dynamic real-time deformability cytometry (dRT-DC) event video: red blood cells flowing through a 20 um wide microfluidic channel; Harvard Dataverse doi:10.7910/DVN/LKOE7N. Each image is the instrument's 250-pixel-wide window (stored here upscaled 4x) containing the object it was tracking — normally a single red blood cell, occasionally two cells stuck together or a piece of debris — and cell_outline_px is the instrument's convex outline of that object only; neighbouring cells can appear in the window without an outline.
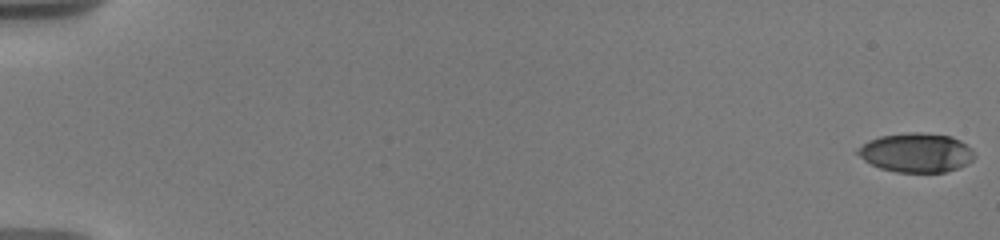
{"species": "human", "species_latin": "Homo sapiens", "temperature_condition": "warm", "stored_images_in_passage": 71, "camera_frame_rate_fps": 3000, "um_per_image_px": 0.085, "donor": {"sex": "male"}, "frame": {"image": 1, "passage_image": 1, "time_ms": 0.0, "image_size_px": [1000, 240], "cell_outline_px": [[976, 156], [968, 164], [944, 172], [896, 172], [880, 168], [864, 160], [852, 152], [856, 148], [868, 140], [880, 136], [908, 132], [920, 132], [952, 136], [960, 140], [972, 148]], "centroid_in_image_um": [77.86, 12.96], "position_along_channel_um": 7.1, "area_um2": 26.99}}
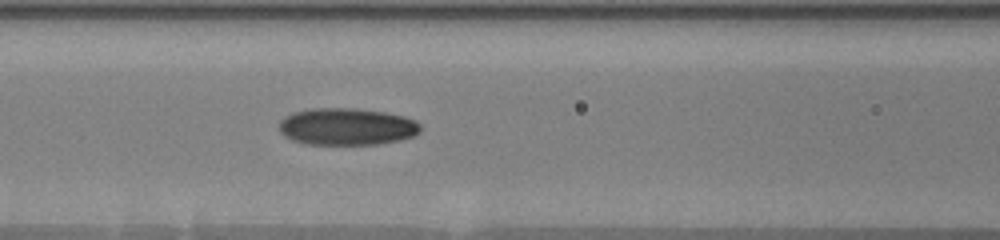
{"frame": {"image": 2, "passage_image": 35, "time_ms": 8.667, "image_size_px": [1000, 240], "cell_outline_px": [[420, 132], [412, 136], [400, 140], [376, 144], [304, 144], [292, 140], [284, 136], [280, 132], [280, 120], [284, 116], [292, 112], [308, 108], [356, 108], [384, 112], [404, 116], [416, 120], [420, 124]], "centroid_in_image_um": [29.45, 10.75], "position_along_channel_um": 137.1, "area_um2": 30.75}}
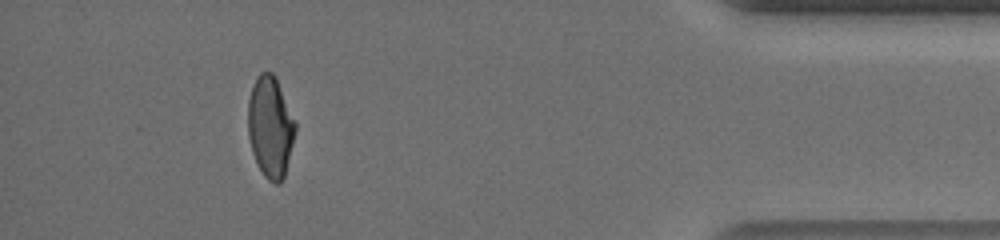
{"frame": {"image": 3, "passage_image": 67, "time_ms": 17.333, "image_size_px": [1000, 240], "cell_outline_px": [[296, 132], [284, 176], [280, 184], [276, 184], [268, 180], [264, 176], [252, 152], [248, 136], [248, 100], [252, 88], [260, 72], [272, 72], [276, 76], [296, 124]], "centroid_in_image_um": [22.98, 10.79], "position_along_channel_um": 412.2, "area_um2": 27.74}, "authors_computed_cell_mechanics": {"area_um2": 28.2642, "velocity_mm_per_s": 3.6779, "shape_relaxation_time_tau1_ms": 7.6053, "shape_relaxation_time_tau2_ms": 1.3418, "deformation_change_tau1": 0.2439, "deformation_change_tau2": 0.0705}}